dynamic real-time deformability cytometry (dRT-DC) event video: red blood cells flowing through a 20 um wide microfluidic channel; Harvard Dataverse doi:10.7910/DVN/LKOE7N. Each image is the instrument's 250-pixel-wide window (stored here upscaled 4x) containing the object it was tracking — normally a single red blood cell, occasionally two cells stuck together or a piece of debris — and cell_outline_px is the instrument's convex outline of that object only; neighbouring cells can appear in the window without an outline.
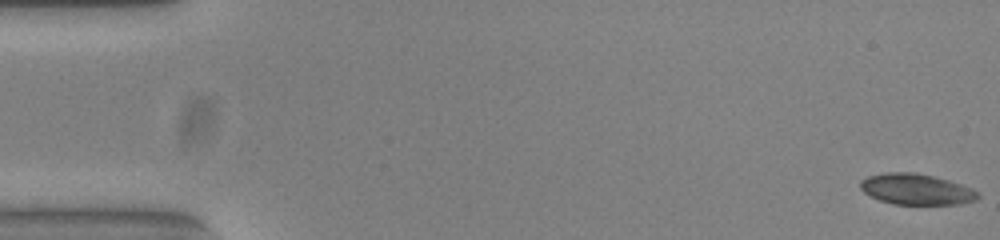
{"species": "common noctule bat (a hibernating species)", "species_latin": "Nyctalus noctula", "temperature_condition": "warm", "stored_images_in_passage": 55, "camera_frame_rate_fps": 3000, "um_per_image_px": 0.085, "animal": {"sex": "female", "body_mass_g": 23.0, "forearm_length_mm": 53.4}, "frame": {"image": 1, "passage_image": 1, "time_ms": 0.0, "image_size_px": [1000, 240], "cell_outline_px": [[980, 196], [976, 200], [960, 204], [892, 204], [880, 200], [864, 192], [860, 188], [860, 180], [868, 176], [888, 172], [912, 172], [932, 176], [948, 180], [972, 188], [980, 192]], "centroid_in_image_um": [77.9, 16.09], "position_along_channel_um": 7.1, "area_um2": 21.1}}
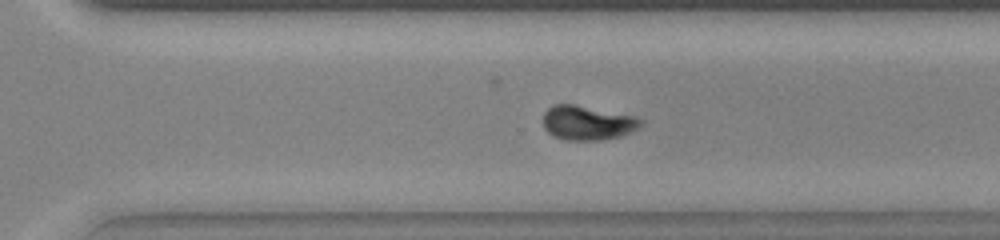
{"frame": {"image": 2, "passage_image": 38, "time_ms": 12.333, "image_size_px": [1000, 240], "cell_outline_px": [[644, 124], [632, 132], [620, 136], [600, 140], [568, 140], [552, 136], [544, 128], [544, 112], [552, 104], [576, 104], [636, 116], [644, 120]], "centroid_in_image_um": [49.96, 10.43], "position_along_channel_um": 320.6, "area_um2": 19.83}}
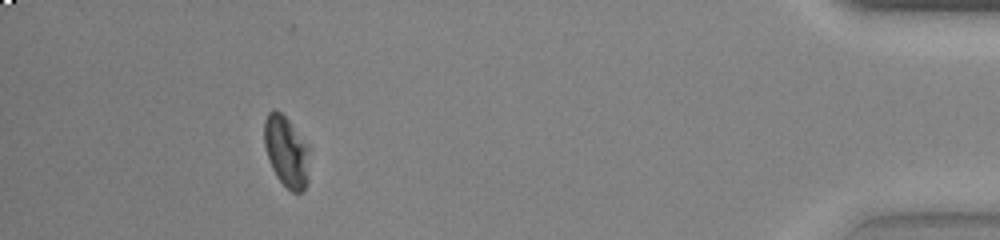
{"frame": {"image": 3, "passage_image": 50, "time_ms": 16.333, "image_size_px": [1000, 240], "cell_outline_px": [[308, 184], [300, 192], [292, 192], [276, 176], [268, 160], [264, 144], [264, 120], [268, 112], [272, 108], [276, 108], [288, 120], [308, 148]], "centroid_in_image_um": [24.3, 12.87], "position_along_channel_um": 410.9, "area_um2": 18.44}, "authors_computed_cell_mechanics": {"area_um2": 19.941, "velocity_mm_per_s": 3.8049, "shape_relaxation_time_tau1_ms": 8.4114, "shape_relaxation_time_tau2_ms": 2.7377, "deformation_change_tau1": 0.2732, "deformation_change_tau2": 0.0616}}